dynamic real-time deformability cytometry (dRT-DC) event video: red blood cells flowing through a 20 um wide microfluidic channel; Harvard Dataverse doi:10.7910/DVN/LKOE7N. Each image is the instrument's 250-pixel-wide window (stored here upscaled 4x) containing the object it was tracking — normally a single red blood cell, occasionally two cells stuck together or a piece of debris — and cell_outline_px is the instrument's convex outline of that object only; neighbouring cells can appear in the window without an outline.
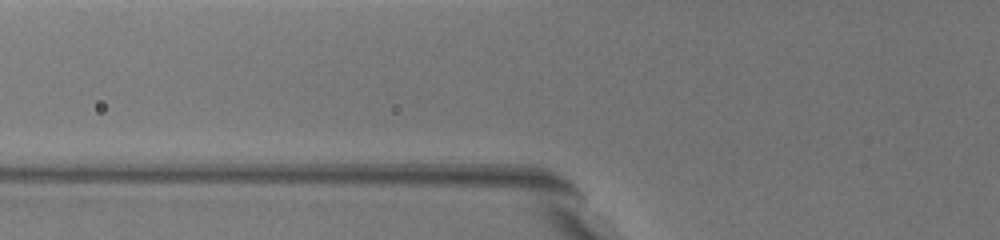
{"species": "common noctule bat (a hibernating species)", "species_latin": "Nyctalus noctula", "temperature_condition": "warm", "stored_images_in_passage": 2, "camera_frame_rate_fps": 3000, "um_per_image_px": 0.085, "animal": {"sex": "female", "body_mass_g": 19.5, "forearm_length_mm": 54.1}, "frame": {"image": 1, "passage_image": 2, "time_ms": 0.333, "image_size_px": [1000, 240], "cell_outline_px": [[656, 208], [644, 208], [592, 168], [584, 140], [608, 144], [632, 172], [644, 188]], "centroid_in_image_um": [52.45, 14.66], "position_along_channel_um": 73.4, "area_um2": 12.77}}